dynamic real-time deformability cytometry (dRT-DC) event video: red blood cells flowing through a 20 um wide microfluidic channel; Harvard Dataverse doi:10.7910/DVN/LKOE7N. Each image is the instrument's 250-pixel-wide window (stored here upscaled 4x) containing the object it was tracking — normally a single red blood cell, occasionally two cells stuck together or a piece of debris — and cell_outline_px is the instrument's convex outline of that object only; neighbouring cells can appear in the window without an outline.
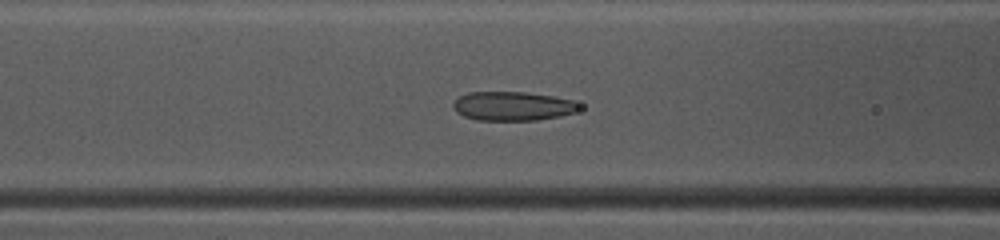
{"species": "common noctule bat (a hibernating species)", "species_latin": "Nyctalus noctula", "temperature_condition": "warm", "stored_images_in_passage": 38, "camera_frame_rate_fps": 3000, "um_per_image_px": 0.085, "animal": {"sex": "female", "body_mass_g": 10.0, "forearm_length_mm": 53.1}, "frame": {"image": 1, "passage_image": 9, "time_ms": 2.667, "image_size_px": [1000, 240], "cell_outline_px": [[580, 108], [572, 112], [560, 116], [536, 120], [476, 120], [464, 116], [456, 112], [452, 108], [452, 104], [460, 96], [468, 92], [524, 92], [552, 96], [572, 100], [580, 104]], "centroid_in_image_um": [43.54, 9.02], "position_along_channel_um": 123.1, "area_um2": 21.21}}
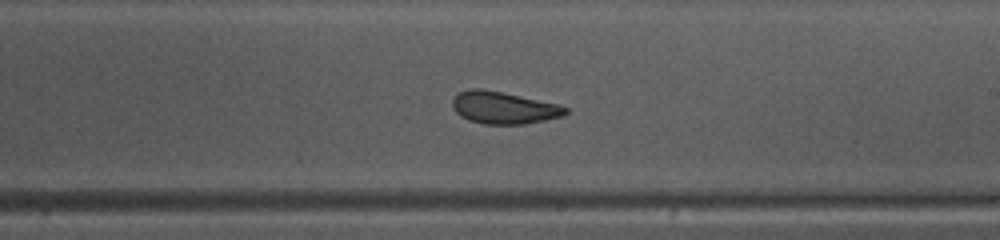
{"frame": {"image": 2, "passage_image": 18, "time_ms": 5.667, "image_size_px": [1000, 240], "cell_outline_px": [[568, 112], [564, 116], [524, 124], [484, 124], [468, 120], [460, 116], [452, 108], [452, 100], [456, 92], [468, 88], [480, 88], [560, 104], [568, 108]], "centroid_in_image_um": [42.78, 9.15], "position_along_channel_um": 246.2, "area_um2": 21.39}}
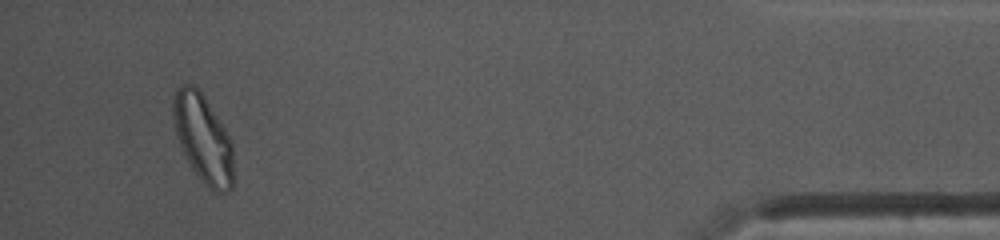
{"frame": {"image": 3, "passage_image": 35, "time_ms": 11.333, "image_size_px": [1000, 240], "cell_outline_px": [[232, 188], [228, 192], [212, 192], [200, 180], [192, 168], [176, 136], [172, 112], [172, 100], [180, 84], [192, 84], [200, 88], [232, 140]], "centroid_in_image_um": [17.26, 11.75], "position_along_channel_um": 417.9, "area_um2": 31.1}, "authors_computed_cell_mechanics": {"area_um2": 22.0507, "velocity_mm_per_s": 4.108, "shape_relaxation_time_tau1_ms": 10.8057, "shape_relaxation_time_tau2_ms": 3.4378, "deformation_change_tau1": 0.2294, "deformation_change_tau2": 0.0399}}